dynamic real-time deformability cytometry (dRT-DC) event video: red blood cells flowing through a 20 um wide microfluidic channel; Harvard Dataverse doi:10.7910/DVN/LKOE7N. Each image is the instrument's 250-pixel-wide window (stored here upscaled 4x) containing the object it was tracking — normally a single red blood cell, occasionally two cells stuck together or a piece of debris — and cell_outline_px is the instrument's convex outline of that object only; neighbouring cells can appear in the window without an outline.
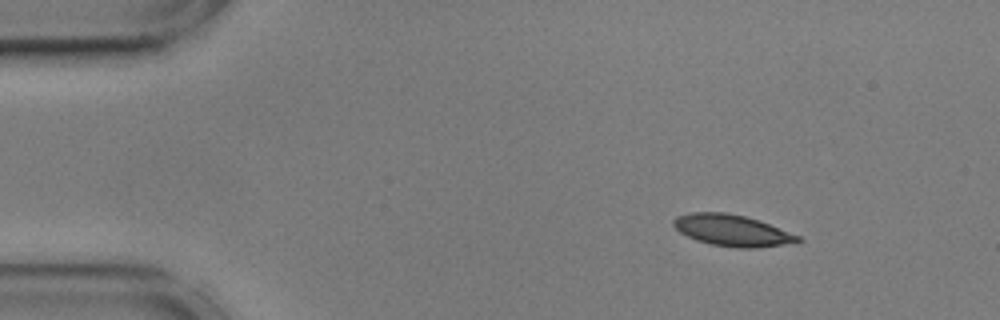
{"species": "common noctule bat (a hibernating species)", "species_latin": "Nyctalus noctula", "temperature_condition": "cold", "stored_images_in_passage": 30, "camera_frame_rate_fps": 3000, "um_per_image_px": 0.085, "animal": {"sex": "male", "body_mass_g": 17.9, "forearm_length_mm": 54.2}, "frame": {"image": 1, "passage_image": 1, "time_ms": 0.0, "image_size_px": [1000, 320], "cell_outline_px": [[804, 240], [796, 244], [756, 248], [736, 248], [712, 244], [696, 240], [680, 232], [672, 224], [672, 220], [676, 216], [692, 212], [724, 212], [744, 216], [768, 224], [800, 236]], "centroid_in_image_um": [62.27, 19.6], "position_along_channel_um": 22.7, "area_um2": 22.83}}
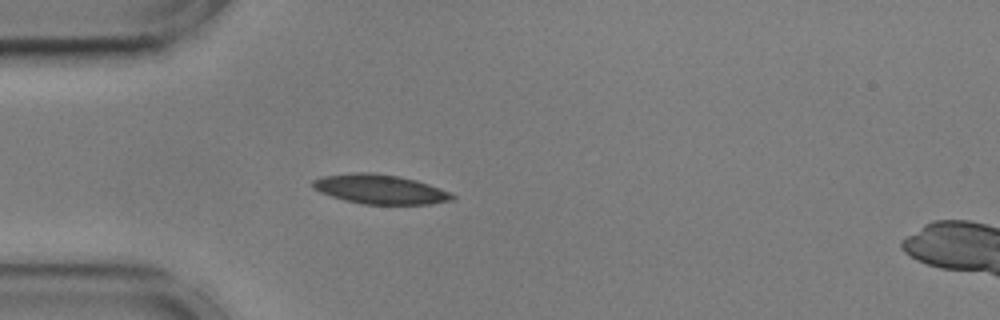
{"frame": {"image": 2, "passage_image": 9, "time_ms": 2.667, "image_size_px": [1000, 320], "cell_outline_px": [[456, 196], [452, 200], [432, 204], [364, 204], [344, 200], [320, 192], [312, 184], [312, 180], [324, 176], [352, 172], [372, 172], [396, 176], [416, 180], [440, 188]], "centroid_in_image_um": [32.31, 16.08], "position_along_channel_um": 52.7, "area_um2": 23.7}}
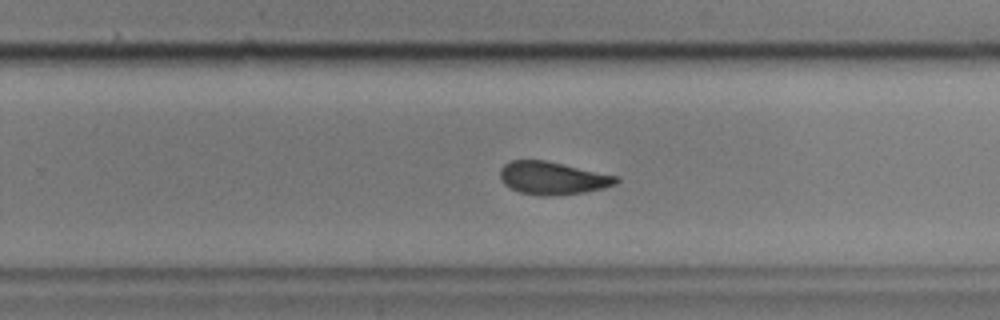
{"frame": {"image": 3, "passage_image": 29, "time_ms": 9.333, "image_size_px": [1000, 320], "cell_outline_px": [[620, 180], [616, 184], [604, 188], [584, 192], [548, 196], [540, 196], [520, 192], [504, 184], [500, 180], [500, 168], [504, 164], [512, 160], [544, 160], [616, 176]], "centroid_in_image_um": [46.93, 15.14], "position_along_channel_um": 282.9, "area_um2": 21.96}}